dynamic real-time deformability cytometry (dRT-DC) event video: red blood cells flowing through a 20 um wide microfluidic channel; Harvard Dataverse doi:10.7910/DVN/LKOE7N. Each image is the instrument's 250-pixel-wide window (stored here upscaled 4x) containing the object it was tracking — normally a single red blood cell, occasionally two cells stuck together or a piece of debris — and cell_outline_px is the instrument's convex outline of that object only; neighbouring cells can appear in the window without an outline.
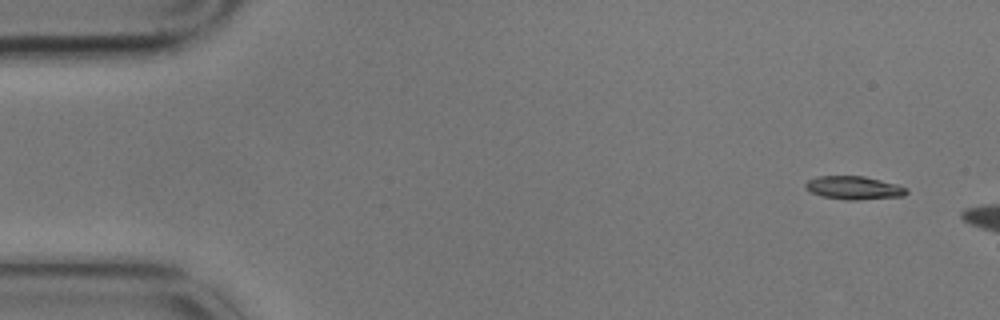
{"species": "common noctule bat (a hibernating species)", "species_latin": "Nyctalus noctula", "temperature_condition": "cold", "stored_images_in_passage": 3, "camera_frame_rate_fps": 3000, "um_per_image_px": 0.085, "animal": {"sex": "male", "body_mass_g": 17.9}, "frame": {"image": 1, "passage_image": 1, "time_ms": 0.0, "image_size_px": [1000, 320], "cell_outline_px": [[908, 192], [904, 196], [856, 200], [844, 200], [820, 196], [804, 188], [804, 184], [808, 180], [816, 176], [864, 176], [896, 184], [908, 188]], "centroid_in_image_um": [72.56, 15.97], "position_along_channel_um": 12.4, "area_um2": 13.81}}